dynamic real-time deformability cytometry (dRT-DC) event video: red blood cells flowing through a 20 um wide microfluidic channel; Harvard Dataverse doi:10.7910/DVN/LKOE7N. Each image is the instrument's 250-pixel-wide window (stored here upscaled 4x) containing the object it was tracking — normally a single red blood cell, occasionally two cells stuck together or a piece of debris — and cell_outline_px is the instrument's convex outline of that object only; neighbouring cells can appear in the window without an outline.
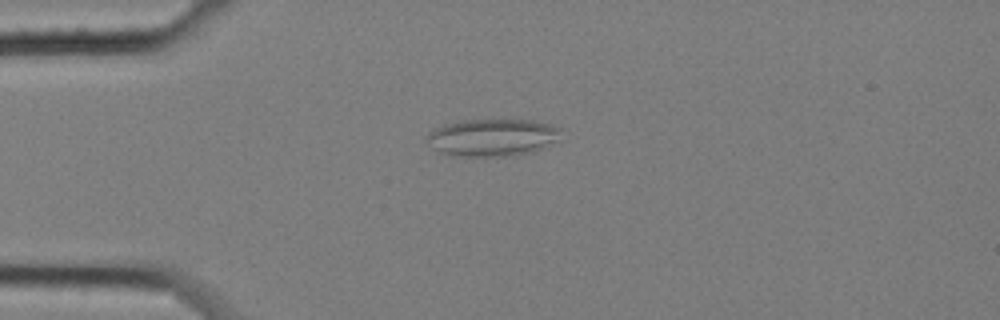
{"species": "common noctule bat (a hibernating species)", "species_latin": "Nyctalus noctula", "temperature_condition": "cold", "stored_images_in_passage": 59, "camera_frame_rate_fps": 3000, "um_per_image_px": 0.085, "animal": {"sex": "female", "body_mass_g": 25.1}, "frame": {"image": 1, "passage_image": 15, "time_ms": 4.667, "image_size_px": [1000, 320], "cell_outline_px": [[564, 128], [560, 140], [544, 148], [532, 152], [516, 156], [448, 156], [432, 148], [424, 140], [424, 136], [432, 128], [444, 124], [464, 120], [532, 120], [552, 124]], "centroid_in_image_um": [41.87, 11.69], "position_along_channel_um": 43.1, "area_um2": 30.17}}
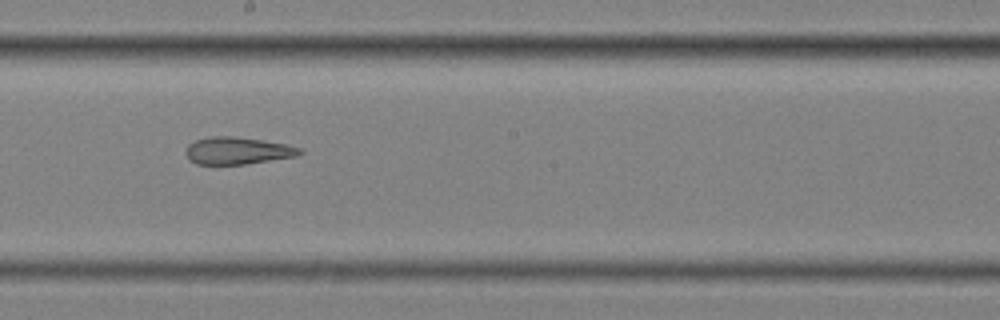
{"frame": {"image": 2, "passage_image": 33, "time_ms": 10.667, "image_size_px": [1000, 320], "cell_outline_px": [[304, 152], [296, 156], [244, 164], [196, 164], [188, 160], [184, 152], [188, 144], [196, 140], [212, 136], [236, 136], [288, 144], [304, 148]], "centroid_in_image_um": [20.19, 12.8], "position_along_channel_um": 228.0, "area_um2": 18.26}}
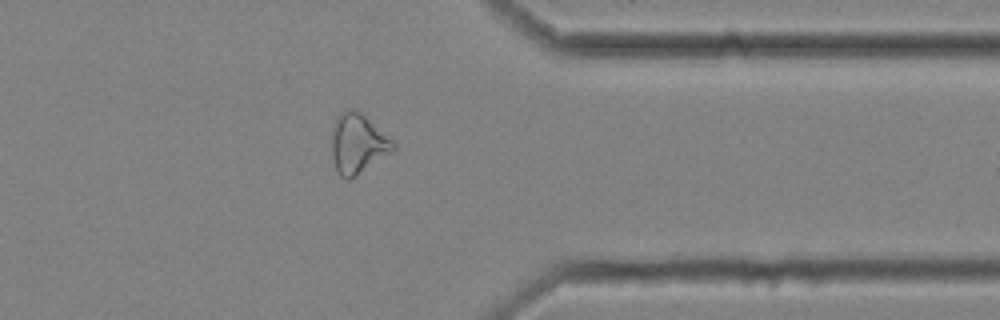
{"frame": {"image": 3, "passage_image": 47, "time_ms": 15.333, "image_size_px": [1000, 320], "cell_outline_px": [[396, 148], [356, 176], [348, 180], [340, 176], [332, 160], [332, 124], [336, 116], [344, 108], [352, 108], [360, 112], [392, 140], [396, 144]], "centroid_in_image_um": [30.36, 12.19], "position_along_channel_um": 381.0, "area_um2": 21.33}, "authors_computed_cell_mechanics": {"area_um2": 23.1778, "velocity_mm_per_s": 3.4503, "shape_relaxation_time_tau1_ms": null, "shape_relaxation_time_tau2_ms": 4.2088, "deformation_change_tau1": null, "deformation_change_tau2": 0.1417}}